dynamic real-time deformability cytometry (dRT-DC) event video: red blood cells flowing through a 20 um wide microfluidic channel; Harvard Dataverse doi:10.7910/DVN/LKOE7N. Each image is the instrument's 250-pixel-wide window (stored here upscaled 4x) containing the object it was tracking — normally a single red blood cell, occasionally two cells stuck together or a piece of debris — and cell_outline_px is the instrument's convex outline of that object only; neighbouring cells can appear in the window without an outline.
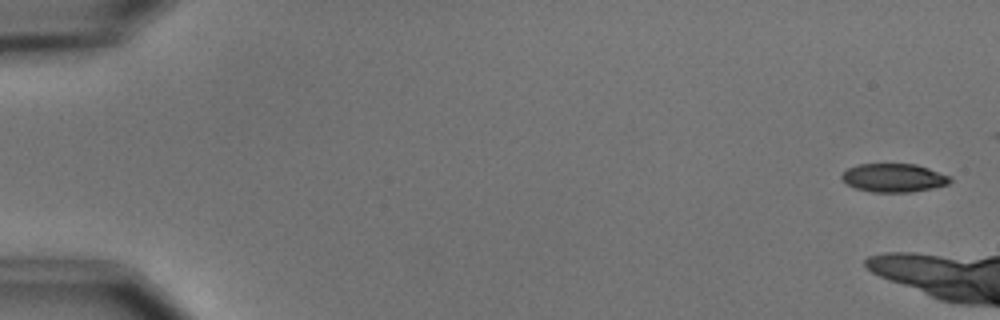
{"species": "common noctule bat (a hibernating species)", "species_latin": "Nyctalus noctula", "temperature_condition": "cold", "stored_images_in_passage": 4, "camera_frame_rate_fps": 3000, "um_per_image_px": 0.085, "animal": {"sex": "male", "body_mass_g": 15.6}, "frame": {"image": 1, "passage_image": 1, "time_ms": 0.0, "image_size_px": [1000, 320], "cell_outline_px": [[952, 180], [948, 184], [932, 188], [912, 192], [872, 192], [856, 188], [848, 184], [840, 176], [848, 168], [860, 164], [916, 164], [952, 176]], "centroid_in_image_um": [76.01, 15.11], "position_along_channel_um": 9.0, "area_um2": 17.92}}